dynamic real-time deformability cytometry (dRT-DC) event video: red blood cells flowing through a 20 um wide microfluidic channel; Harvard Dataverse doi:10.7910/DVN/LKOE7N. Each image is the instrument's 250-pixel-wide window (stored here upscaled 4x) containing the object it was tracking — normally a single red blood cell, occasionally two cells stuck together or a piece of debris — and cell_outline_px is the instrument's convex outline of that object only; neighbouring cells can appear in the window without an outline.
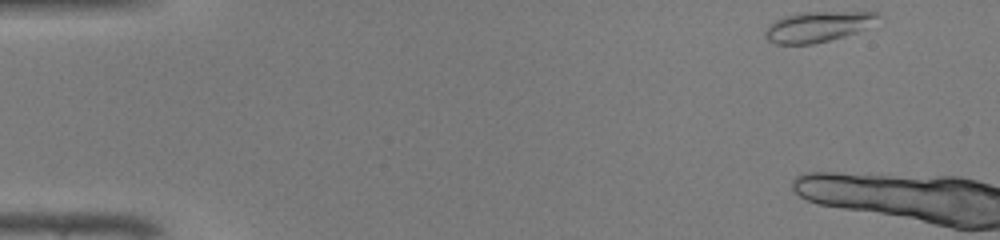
{"species": "common noctule bat (a hibernating species)", "species_latin": "Nyctalus noctula", "temperature_condition": "warm", "stored_images_in_passage": 4, "camera_frame_rate_fps": 3000, "um_per_image_px": 0.085, "animal": {"sex": "male", "body_mass_g": 19.0, "forearm_length_mm": 50.8}, "frame": {"image": 1, "passage_image": 1, "time_ms": 0.0, "image_size_px": [1000, 240], "cell_outline_px": [[880, 16], [864, 28], [856, 32], [844, 36], [812, 44], [776, 44], [768, 40], [764, 32], [768, 24], [784, 16], [800, 12], [880, 12]], "centroid_in_image_um": [69.44, 2.26], "position_along_channel_um": 15.6, "area_um2": 19.71}}